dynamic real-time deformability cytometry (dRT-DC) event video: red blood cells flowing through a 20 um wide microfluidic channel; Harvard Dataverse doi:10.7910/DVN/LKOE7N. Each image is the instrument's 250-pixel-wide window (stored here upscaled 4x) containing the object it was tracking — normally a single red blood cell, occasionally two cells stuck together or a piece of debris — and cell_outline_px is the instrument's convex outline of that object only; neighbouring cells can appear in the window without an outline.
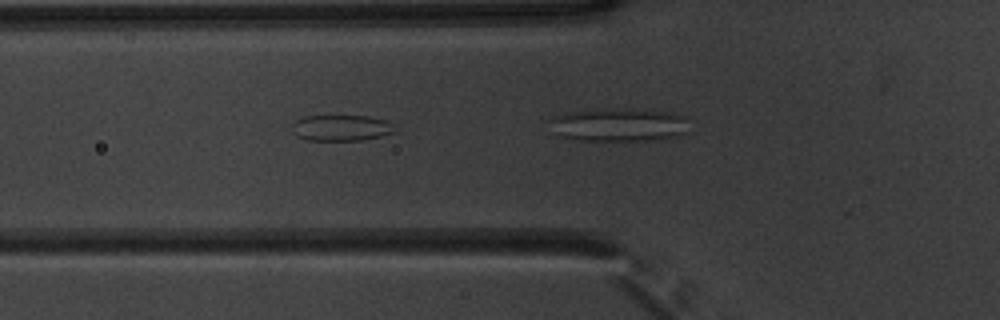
{"species": "common noctule bat (a hibernating species)", "species_latin": "Nyctalus noctula", "temperature_condition": "warm", "stored_images_in_passage": 4, "camera_frame_rate_fps": 3000, "um_per_image_px": 0.085, "animal": {"sex": "male", "body_mass_g": 20.1, "forearm_length_mm": 53.5}, "frame": {"image": 1, "passage_image": 2, "time_ms": 0.333, "image_size_px": [1000, 320], "cell_outline_px": [[392, 132], [380, 136], [360, 140], [308, 140], [296, 136], [292, 132], [292, 124], [296, 120], [304, 116], [368, 116], [384, 120], [392, 124]], "centroid_in_image_um": [28.92, 10.86], "position_along_channel_um": 96.9, "area_um2": 15.32}}